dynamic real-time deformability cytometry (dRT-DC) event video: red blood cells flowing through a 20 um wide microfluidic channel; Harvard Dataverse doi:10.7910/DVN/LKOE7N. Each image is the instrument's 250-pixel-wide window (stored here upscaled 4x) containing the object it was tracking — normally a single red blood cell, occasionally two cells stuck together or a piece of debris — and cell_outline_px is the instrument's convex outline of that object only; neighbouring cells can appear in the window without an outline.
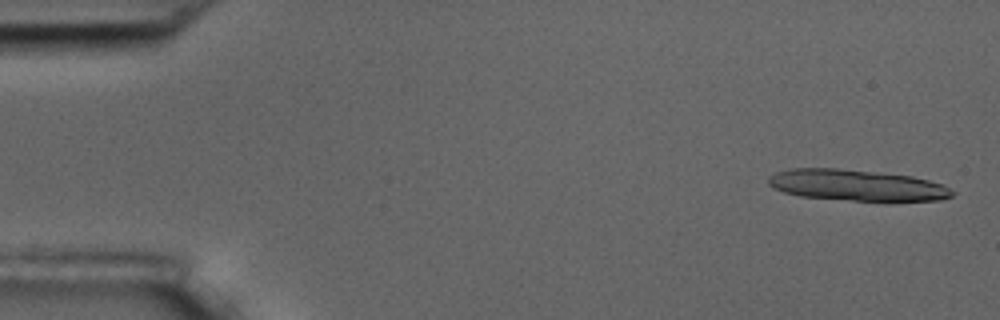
{"species": "common noctule bat (a hibernating species)", "species_latin": "Nyctalus noctula", "temperature_condition": "room temperature", "stored_images_in_passage": 6, "camera_frame_rate_fps": 3000, "um_per_image_px": 0.085, "animal": {"sex": "male", "body_mass_g": 17.5, "forearm_length_mm": 52.3}, "frame": {"image": 1, "passage_image": 1, "time_ms": 0.0, "image_size_px": [1000, 320], "cell_outline_px": [[956, 192], [952, 196], [940, 200], [852, 200], [800, 196], [784, 192], [772, 188], [768, 184], [768, 176], [776, 172], [792, 168], [836, 168], [912, 176], [944, 184]], "centroid_in_image_um": [72.8, 15.73], "position_along_channel_um": 12.2, "area_um2": 33.12}}